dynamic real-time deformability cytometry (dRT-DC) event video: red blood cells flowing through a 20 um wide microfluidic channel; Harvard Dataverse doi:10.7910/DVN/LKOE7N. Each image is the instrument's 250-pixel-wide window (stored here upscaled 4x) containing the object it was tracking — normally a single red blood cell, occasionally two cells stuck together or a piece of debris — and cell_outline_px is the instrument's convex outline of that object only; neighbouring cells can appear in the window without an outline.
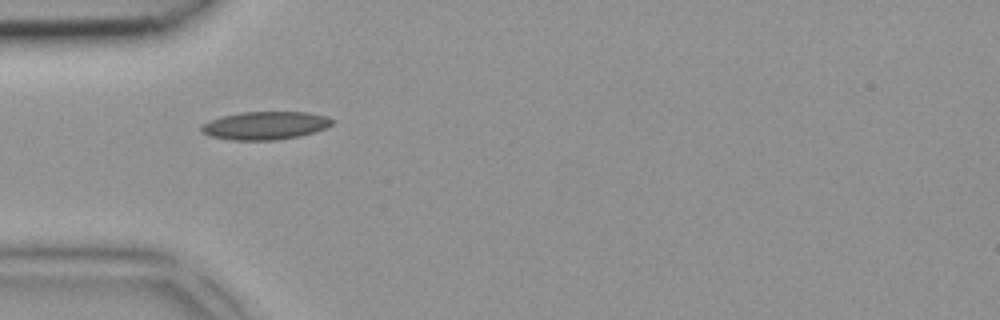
{"species": "common noctule bat (a hibernating species)", "species_latin": "Nyctalus noctula", "temperature_condition": "room temperature", "stored_images_in_passage": 1, "camera_frame_rate_fps": 3000, "um_per_image_px": 0.085, "animal": {"sex": "female", "body_mass_g": 18.4}, "frame": {"image": 1, "passage_image": 1, "time_ms": 0.0, "image_size_px": [1000, 320], "cell_outline_px": [[336, 120], [332, 124], [324, 128], [300, 136], [276, 140], [232, 140], [208, 136], [200, 132], [200, 124], [224, 116], [244, 112], [308, 112], [328, 116]], "centroid_in_image_um": [22.54, 10.67], "position_along_channel_um": 62.5, "area_um2": 21.44}}